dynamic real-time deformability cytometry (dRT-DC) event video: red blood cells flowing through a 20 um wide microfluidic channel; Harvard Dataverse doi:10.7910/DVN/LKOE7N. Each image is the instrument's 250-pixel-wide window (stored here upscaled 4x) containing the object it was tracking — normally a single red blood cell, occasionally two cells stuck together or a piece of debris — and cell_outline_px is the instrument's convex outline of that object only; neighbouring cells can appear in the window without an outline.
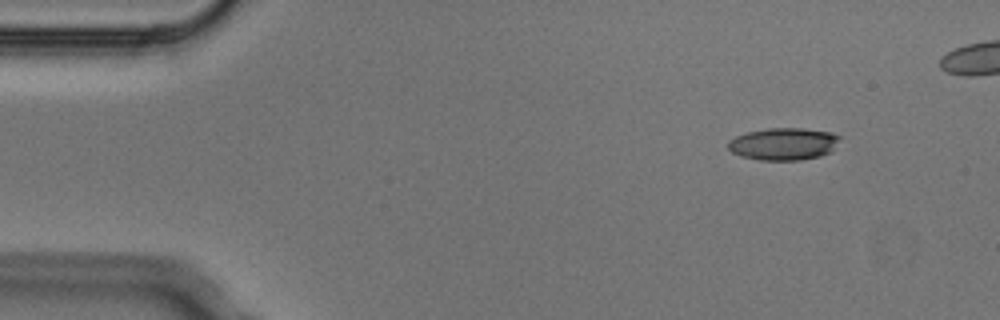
{"species": "Egyptian fruit bat (a non-hibernating species)", "species_latin": "Rousettus aegyptiacus", "temperature_condition": "cold", "stored_images_in_passage": 7, "camera_frame_rate_fps": 3000, "um_per_image_px": 0.085, "animal": {"sex": "male"}, "frame": {"image": 1, "passage_image": 1, "time_ms": 0.0, "image_size_px": [1000, 320], "cell_outline_px": [[840, 136], [832, 148], [828, 152], [820, 156], [800, 160], [760, 160], [740, 156], [732, 152], [728, 148], [728, 140], [736, 136], [748, 132], [768, 128], [804, 128], [832, 132]], "centroid_in_image_um": [66.56, 12.23], "position_along_channel_um": 18.4, "area_um2": 20.87}}
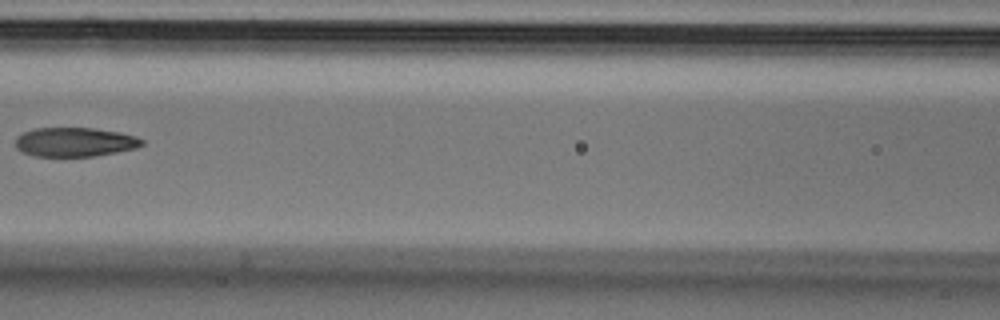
{"frame": {"image": 2, "passage_image": 6, "time_ms": 1.667, "image_size_px": [1000, 320], "cell_outline_px": [[144, 144], [136, 148], [116, 152], [92, 156], [36, 156], [24, 152], [16, 148], [16, 136], [24, 132], [36, 128], [92, 128], [120, 132], [136, 136], [144, 140]], "centroid_in_image_um": [6.38, 12.07], "position_along_channel_um": 160.2, "area_um2": 21.39}}
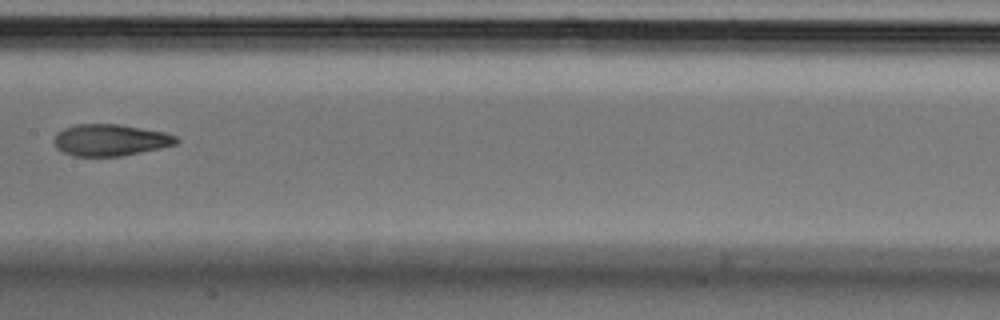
{"frame": {"image": 3, "passage_image": 7, "time_ms": 2.0, "image_size_px": [1000, 320], "cell_outline_px": [[180, 140], [176, 144], [160, 148], [120, 156], [72, 156], [56, 148], [52, 140], [56, 132], [64, 128], [76, 124], [120, 124], [164, 132], [176, 136]], "centroid_in_image_um": [9.34, 11.9], "position_along_channel_um": 198.1, "area_um2": 22.66}}